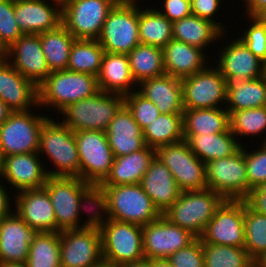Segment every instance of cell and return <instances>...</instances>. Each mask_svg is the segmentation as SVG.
I'll use <instances>...</instances> for the list:
<instances>
[{"instance_id": "cell-1", "label": "cell", "mask_w": 266, "mask_h": 267, "mask_svg": "<svg viewBox=\"0 0 266 267\" xmlns=\"http://www.w3.org/2000/svg\"><path fill=\"white\" fill-rule=\"evenodd\" d=\"M39 155L44 154L54 166L46 170L48 176L79 177L80 161L74 132L50 117L44 122L39 136Z\"/></svg>"}, {"instance_id": "cell-2", "label": "cell", "mask_w": 266, "mask_h": 267, "mask_svg": "<svg viewBox=\"0 0 266 267\" xmlns=\"http://www.w3.org/2000/svg\"><path fill=\"white\" fill-rule=\"evenodd\" d=\"M99 91L96 76L69 70L52 71L38 86V107H54L60 112L67 105Z\"/></svg>"}, {"instance_id": "cell-3", "label": "cell", "mask_w": 266, "mask_h": 267, "mask_svg": "<svg viewBox=\"0 0 266 267\" xmlns=\"http://www.w3.org/2000/svg\"><path fill=\"white\" fill-rule=\"evenodd\" d=\"M123 105L124 96L100 90L91 97L67 105L59 113L64 115L61 122L73 132H106L109 123Z\"/></svg>"}, {"instance_id": "cell-4", "label": "cell", "mask_w": 266, "mask_h": 267, "mask_svg": "<svg viewBox=\"0 0 266 267\" xmlns=\"http://www.w3.org/2000/svg\"><path fill=\"white\" fill-rule=\"evenodd\" d=\"M224 200L209 188L184 191L163 216L199 238Z\"/></svg>"}, {"instance_id": "cell-5", "label": "cell", "mask_w": 266, "mask_h": 267, "mask_svg": "<svg viewBox=\"0 0 266 267\" xmlns=\"http://www.w3.org/2000/svg\"><path fill=\"white\" fill-rule=\"evenodd\" d=\"M136 0H119L110 10L97 41L105 52L130 53L139 39V4Z\"/></svg>"}, {"instance_id": "cell-6", "label": "cell", "mask_w": 266, "mask_h": 267, "mask_svg": "<svg viewBox=\"0 0 266 267\" xmlns=\"http://www.w3.org/2000/svg\"><path fill=\"white\" fill-rule=\"evenodd\" d=\"M100 232L105 265L120 267L145 259L142 226L110 219Z\"/></svg>"}, {"instance_id": "cell-7", "label": "cell", "mask_w": 266, "mask_h": 267, "mask_svg": "<svg viewBox=\"0 0 266 267\" xmlns=\"http://www.w3.org/2000/svg\"><path fill=\"white\" fill-rule=\"evenodd\" d=\"M104 187L108 195L109 219L145 226L162 215L140 183Z\"/></svg>"}, {"instance_id": "cell-8", "label": "cell", "mask_w": 266, "mask_h": 267, "mask_svg": "<svg viewBox=\"0 0 266 267\" xmlns=\"http://www.w3.org/2000/svg\"><path fill=\"white\" fill-rule=\"evenodd\" d=\"M155 156L171 171L182 192L207 188L206 164L191 151L185 139L159 146Z\"/></svg>"}, {"instance_id": "cell-9", "label": "cell", "mask_w": 266, "mask_h": 267, "mask_svg": "<svg viewBox=\"0 0 266 267\" xmlns=\"http://www.w3.org/2000/svg\"><path fill=\"white\" fill-rule=\"evenodd\" d=\"M119 0H62V25L75 39L97 40Z\"/></svg>"}, {"instance_id": "cell-10", "label": "cell", "mask_w": 266, "mask_h": 267, "mask_svg": "<svg viewBox=\"0 0 266 267\" xmlns=\"http://www.w3.org/2000/svg\"><path fill=\"white\" fill-rule=\"evenodd\" d=\"M207 188L224 199L244 200L251 191L248 184L244 145L232 156L206 163Z\"/></svg>"}, {"instance_id": "cell-11", "label": "cell", "mask_w": 266, "mask_h": 267, "mask_svg": "<svg viewBox=\"0 0 266 267\" xmlns=\"http://www.w3.org/2000/svg\"><path fill=\"white\" fill-rule=\"evenodd\" d=\"M31 111L12 112L0 125V151L3 157L38 152L40 131L49 117Z\"/></svg>"}, {"instance_id": "cell-12", "label": "cell", "mask_w": 266, "mask_h": 267, "mask_svg": "<svg viewBox=\"0 0 266 267\" xmlns=\"http://www.w3.org/2000/svg\"><path fill=\"white\" fill-rule=\"evenodd\" d=\"M74 136L80 161V178L87 183L101 184L115 159L106 132L82 130L74 132Z\"/></svg>"}, {"instance_id": "cell-13", "label": "cell", "mask_w": 266, "mask_h": 267, "mask_svg": "<svg viewBox=\"0 0 266 267\" xmlns=\"http://www.w3.org/2000/svg\"><path fill=\"white\" fill-rule=\"evenodd\" d=\"M88 184L79 177H47L43 188L55 212L56 232L81 229L79 199Z\"/></svg>"}, {"instance_id": "cell-14", "label": "cell", "mask_w": 266, "mask_h": 267, "mask_svg": "<svg viewBox=\"0 0 266 267\" xmlns=\"http://www.w3.org/2000/svg\"><path fill=\"white\" fill-rule=\"evenodd\" d=\"M210 67L181 79L184 109L226 107L228 82L216 66Z\"/></svg>"}, {"instance_id": "cell-15", "label": "cell", "mask_w": 266, "mask_h": 267, "mask_svg": "<svg viewBox=\"0 0 266 267\" xmlns=\"http://www.w3.org/2000/svg\"><path fill=\"white\" fill-rule=\"evenodd\" d=\"M61 267H100L104 264L98 229L60 231Z\"/></svg>"}, {"instance_id": "cell-16", "label": "cell", "mask_w": 266, "mask_h": 267, "mask_svg": "<svg viewBox=\"0 0 266 267\" xmlns=\"http://www.w3.org/2000/svg\"><path fill=\"white\" fill-rule=\"evenodd\" d=\"M199 238L202 243L244 247V200L225 199Z\"/></svg>"}, {"instance_id": "cell-17", "label": "cell", "mask_w": 266, "mask_h": 267, "mask_svg": "<svg viewBox=\"0 0 266 267\" xmlns=\"http://www.w3.org/2000/svg\"><path fill=\"white\" fill-rule=\"evenodd\" d=\"M142 236L145 259L169 258L196 238L188 230L172 224L163 214L142 226Z\"/></svg>"}, {"instance_id": "cell-18", "label": "cell", "mask_w": 266, "mask_h": 267, "mask_svg": "<svg viewBox=\"0 0 266 267\" xmlns=\"http://www.w3.org/2000/svg\"><path fill=\"white\" fill-rule=\"evenodd\" d=\"M2 55L37 87L51 73L42 51L40 34H23Z\"/></svg>"}, {"instance_id": "cell-19", "label": "cell", "mask_w": 266, "mask_h": 267, "mask_svg": "<svg viewBox=\"0 0 266 267\" xmlns=\"http://www.w3.org/2000/svg\"><path fill=\"white\" fill-rule=\"evenodd\" d=\"M48 1L14 0L16 22L23 34H40L62 24V0H50L52 5Z\"/></svg>"}, {"instance_id": "cell-20", "label": "cell", "mask_w": 266, "mask_h": 267, "mask_svg": "<svg viewBox=\"0 0 266 267\" xmlns=\"http://www.w3.org/2000/svg\"><path fill=\"white\" fill-rule=\"evenodd\" d=\"M224 44L218 53V61L215 60V66L228 83L238 80H254L263 76V62L247 48L242 40L234 38Z\"/></svg>"}, {"instance_id": "cell-21", "label": "cell", "mask_w": 266, "mask_h": 267, "mask_svg": "<svg viewBox=\"0 0 266 267\" xmlns=\"http://www.w3.org/2000/svg\"><path fill=\"white\" fill-rule=\"evenodd\" d=\"M37 152L8 155L4 157L2 181L10 183L16 193L44 187L47 168ZM43 165V166H42Z\"/></svg>"}, {"instance_id": "cell-22", "label": "cell", "mask_w": 266, "mask_h": 267, "mask_svg": "<svg viewBox=\"0 0 266 267\" xmlns=\"http://www.w3.org/2000/svg\"><path fill=\"white\" fill-rule=\"evenodd\" d=\"M16 214L35 232H56V219L48 192L24 190L14 194Z\"/></svg>"}, {"instance_id": "cell-23", "label": "cell", "mask_w": 266, "mask_h": 267, "mask_svg": "<svg viewBox=\"0 0 266 267\" xmlns=\"http://www.w3.org/2000/svg\"><path fill=\"white\" fill-rule=\"evenodd\" d=\"M0 99L13 111L38 107V87L0 54Z\"/></svg>"}, {"instance_id": "cell-24", "label": "cell", "mask_w": 266, "mask_h": 267, "mask_svg": "<svg viewBox=\"0 0 266 267\" xmlns=\"http://www.w3.org/2000/svg\"><path fill=\"white\" fill-rule=\"evenodd\" d=\"M36 232L14 211L0 220V263H26Z\"/></svg>"}, {"instance_id": "cell-25", "label": "cell", "mask_w": 266, "mask_h": 267, "mask_svg": "<svg viewBox=\"0 0 266 267\" xmlns=\"http://www.w3.org/2000/svg\"><path fill=\"white\" fill-rule=\"evenodd\" d=\"M106 136L115 157L137 152L147 146L143 130L125 104L109 123Z\"/></svg>"}, {"instance_id": "cell-26", "label": "cell", "mask_w": 266, "mask_h": 267, "mask_svg": "<svg viewBox=\"0 0 266 267\" xmlns=\"http://www.w3.org/2000/svg\"><path fill=\"white\" fill-rule=\"evenodd\" d=\"M140 185L161 214L175 203L182 192L171 171L156 156L150 162Z\"/></svg>"}, {"instance_id": "cell-27", "label": "cell", "mask_w": 266, "mask_h": 267, "mask_svg": "<svg viewBox=\"0 0 266 267\" xmlns=\"http://www.w3.org/2000/svg\"><path fill=\"white\" fill-rule=\"evenodd\" d=\"M204 49L172 39L163 47L166 74L183 79L203 70L208 63ZM206 60V61H205Z\"/></svg>"}, {"instance_id": "cell-28", "label": "cell", "mask_w": 266, "mask_h": 267, "mask_svg": "<svg viewBox=\"0 0 266 267\" xmlns=\"http://www.w3.org/2000/svg\"><path fill=\"white\" fill-rule=\"evenodd\" d=\"M99 90L126 96L137 88L127 54L105 52L97 75ZM136 86V89L135 86Z\"/></svg>"}, {"instance_id": "cell-29", "label": "cell", "mask_w": 266, "mask_h": 267, "mask_svg": "<svg viewBox=\"0 0 266 267\" xmlns=\"http://www.w3.org/2000/svg\"><path fill=\"white\" fill-rule=\"evenodd\" d=\"M137 91L152 101L160 113H183V95L181 79L164 74L141 81Z\"/></svg>"}, {"instance_id": "cell-30", "label": "cell", "mask_w": 266, "mask_h": 267, "mask_svg": "<svg viewBox=\"0 0 266 267\" xmlns=\"http://www.w3.org/2000/svg\"><path fill=\"white\" fill-rule=\"evenodd\" d=\"M154 157L155 149L149 146L128 155L115 157L108 176L101 184L114 186L140 183Z\"/></svg>"}, {"instance_id": "cell-31", "label": "cell", "mask_w": 266, "mask_h": 267, "mask_svg": "<svg viewBox=\"0 0 266 267\" xmlns=\"http://www.w3.org/2000/svg\"><path fill=\"white\" fill-rule=\"evenodd\" d=\"M173 39L186 44L206 49L212 43H218L227 33L223 32L215 23L190 15L173 22Z\"/></svg>"}, {"instance_id": "cell-32", "label": "cell", "mask_w": 266, "mask_h": 267, "mask_svg": "<svg viewBox=\"0 0 266 267\" xmlns=\"http://www.w3.org/2000/svg\"><path fill=\"white\" fill-rule=\"evenodd\" d=\"M191 151L205 164L216 159L230 157L242 146L234 134L222 132L206 135H184Z\"/></svg>"}, {"instance_id": "cell-33", "label": "cell", "mask_w": 266, "mask_h": 267, "mask_svg": "<svg viewBox=\"0 0 266 267\" xmlns=\"http://www.w3.org/2000/svg\"><path fill=\"white\" fill-rule=\"evenodd\" d=\"M184 135L230 132V114L225 108L184 109Z\"/></svg>"}, {"instance_id": "cell-34", "label": "cell", "mask_w": 266, "mask_h": 267, "mask_svg": "<svg viewBox=\"0 0 266 267\" xmlns=\"http://www.w3.org/2000/svg\"><path fill=\"white\" fill-rule=\"evenodd\" d=\"M225 106L229 114L266 106V78L262 76L254 80L230 81L227 84Z\"/></svg>"}, {"instance_id": "cell-35", "label": "cell", "mask_w": 266, "mask_h": 267, "mask_svg": "<svg viewBox=\"0 0 266 267\" xmlns=\"http://www.w3.org/2000/svg\"><path fill=\"white\" fill-rule=\"evenodd\" d=\"M42 51L50 71L67 70L71 47L76 40L61 24L58 28L40 33Z\"/></svg>"}, {"instance_id": "cell-36", "label": "cell", "mask_w": 266, "mask_h": 267, "mask_svg": "<svg viewBox=\"0 0 266 267\" xmlns=\"http://www.w3.org/2000/svg\"><path fill=\"white\" fill-rule=\"evenodd\" d=\"M143 9V10H141ZM173 22L162 15L157 8L139 7V39L142 44L163 47L173 39Z\"/></svg>"}, {"instance_id": "cell-37", "label": "cell", "mask_w": 266, "mask_h": 267, "mask_svg": "<svg viewBox=\"0 0 266 267\" xmlns=\"http://www.w3.org/2000/svg\"><path fill=\"white\" fill-rule=\"evenodd\" d=\"M83 210L89 216L82 222L81 228L100 230L110 220L108 195L102 184L89 183L83 189L79 199V215Z\"/></svg>"}, {"instance_id": "cell-38", "label": "cell", "mask_w": 266, "mask_h": 267, "mask_svg": "<svg viewBox=\"0 0 266 267\" xmlns=\"http://www.w3.org/2000/svg\"><path fill=\"white\" fill-rule=\"evenodd\" d=\"M127 55L133 78L137 84L166 74L161 48L140 43Z\"/></svg>"}, {"instance_id": "cell-39", "label": "cell", "mask_w": 266, "mask_h": 267, "mask_svg": "<svg viewBox=\"0 0 266 267\" xmlns=\"http://www.w3.org/2000/svg\"><path fill=\"white\" fill-rule=\"evenodd\" d=\"M143 136L146 145L154 149L162 145L183 140L182 113H161L152 123L143 129Z\"/></svg>"}, {"instance_id": "cell-40", "label": "cell", "mask_w": 266, "mask_h": 267, "mask_svg": "<svg viewBox=\"0 0 266 267\" xmlns=\"http://www.w3.org/2000/svg\"><path fill=\"white\" fill-rule=\"evenodd\" d=\"M25 264L26 267H61L60 232H36Z\"/></svg>"}, {"instance_id": "cell-41", "label": "cell", "mask_w": 266, "mask_h": 267, "mask_svg": "<svg viewBox=\"0 0 266 267\" xmlns=\"http://www.w3.org/2000/svg\"><path fill=\"white\" fill-rule=\"evenodd\" d=\"M104 53L97 40L76 39L71 47L67 70L97 77Z\"/></svg>"}, {"instance_id": "cell-42", "label": "cell", "mask_w": 266, "mask_h": 267, "mask_svg": "<svg viewBox=\"0 0 266 267\" xmlns=\"http://www.w3.org/2000/svg\"><path fill=\"white\" fill-rule=\"evenodd\" d=\"M204 267H254L244 247L202 243Z\"/></svg>"}, {"instance_id": "cell-43", "label": "cell", "mask_w": 266, "mask_h": 267, "mask_svg": "<svg viewBox=\"0 0 266 267\" xmlns=\"http://www.w3.org/2000/svg\"><path fill=\"white\" fill-rule=\"evenodd\" d=\"M230 130L237 137L241 138L250 135L252 137L266 133V106L234 111L230 114ZM254 135V136H253ZM264 138V139H263ZM263 142L266 141V134L261 136Z\"/></svg>"}, {"instance_id": "cell-44", "label": "cell", "mask_w": 266, "mask_h": 267, "mask_svg": "<svg viewBox=\"0 0 266 267\" xmlns=\"http://www.w3.org/2000/svg\"><path fill=\"white\" fill-rule=\"evenodd\" d=\"M244 248L255 260L266 252V216L261 215L250 208L244 201Z\"/></svg>"}, {"instance_id": "cell-45", "label": "cell", "mask_w": 266, "mask_h": 267, "mask_svg": "<svg viewBox=\"0 0 266 267\" xmlns=\"http://www.w3.org/2000/svg\"><path fill=\"white\" fill-rule=\"evenodd\" d=\"M248 28L237 36L262 62L266 60V17H246Z\"/></svg>"}, {"instance_id": "cell-46", "label": "cell", "mask_w": 266, "mask_h": 267, "mask_svg": "<svg viewBox=\"0 0 266 267\" xmlns=\"http://www.w3.org/2000/svg\"><path fill=\"white\" fill-rule=\"evenodd\" d=\"M22 35L15 18L14 0H0V54Z\"/></svg>"}, {"instance_id": "cell-47", "label": "cell", "mask_w": 266, "mask_h": 267, "mask_svg": "<svg viewBox=\"0 0 266 267\" xmlns=\"http://www.w3.org/2000/svg\"><path fill=\"white\" fill-rule=\"evenodd\" d=\"M124 104L131 111L134 120L142 130L161 114L157 106L137 90L124 96Z\"/></svg>"}, {"instance_id": "cell-48", "label": "cell", "mask_w": 266, "mask_h": 267, "mask_svg": "<svg viewBox=\"0 0 266 267\" xmlns=\"http://www.w3.org/2000/svg\"><path fill=\"white\" fill-rule=\"evenodd\" d=\"M256 150H246L244 146V156L246 162V171L248 184L251 189L266 184V144L260 143Z\"/></svg>"}, {"instance_id": "cell-49", "label": "cell", "mask_w": 266, "mask_h": 267, "mask_svg": "<svg viewBox=\"0 0 266 267\" xmlns=\"http://www.w3.org/2000/svg\"><path fill=\"white\" fill-rule=\"evenodd\" d=\"M168 260L174 267H204L203 246L200 238L172 254Z\"/></svg>"}, {"instance_id": "cell-50", "label": "cell", "mask_w": 266, "mask_h": 267, "mask_svg": "<svg viewBox=\"0 0 266 267\" xmlns=\"http://www.w3.org/2000/svg\"><path fill=\"white\" fill-rule=\"evenodd\" d=\"M222 0H191L192 14L200 17L202 19L210 20L215 23L223 32H228L225 30V25L215 21V13L220 11V6Z\"/></svg>"}, {"instance_id": "cell-51", "label": "cell", "mask_w": 266, "mask_h": 267, "mask_svg": "<svg viewBox=\"0 0 266 267\" xmlns=\"http://www.w3.org/2000/svg\"><path fill=\"white\" fill-rule=\"evenodd\" d=\"M158 11L169 21L174 22L192 15L191 0H163Z\"/></svg>"}, {"instance_id": "cell-52", "label": "cell", "mask_w": 266, "mask_h": 267, "mask_svg": "<svg viewBox=\"0 0 266 267\" xmlns=\"http://www.w3.org/2000/svg\"><path fill=\"white\" fill-rule=\"evenodd\" d=\"M244 201L254 211L266 216V184L251 189Z\"/></svg>"}, {"instance_id": "cell-53", "label": "cell", "mask_w": 266, "mask_h": 267, "mask_svg": "<svg viewBox=\"0 0 266 267\" xmlns=\"http://www.w3.org/2000/svg\"><path fill=\"white\" fill-rule=\"evenodd\" d=\"M245 15L251 17H266V0H242Z\"/></svg>"}, {"instance_id": "cell-54", "label": "cell", "mask_w": 266, "mask_h": 267, "mask_svg": "<svg viewBox=\"0 0 266 267\" xmlns=\"http://www.w3.org/2000/svg\"><path fill=\"white\" fill-rule=\"evenodd\" d=\"M2 180H0L1 182ZM3 182L0 183V220L4 217H7L9 215H11L14 212V209L12 210V204L10 199L11 196H9L8 194V190L6 189V187H4V185H2ZM11 207V208H10Z\"/></svg>"}, {"instance_id": "cell-55", "label": "cell", "mask_w": 266, "mask_h": 267, "mask_svg": "<svg viewBox=\"0 0 266 267\" xmlns=\"http://www.w3.org/2000/svg\"><path fill=\"white\" fill-rule=\"evenodd\" d=\"M13 111L0 99V125L9 117Z\"/></svg>"}, {"instance_id": "cell-56", "label": "cell", "mask_w": 266, "mask_h": 267, "mask_svg": "<svg viewBox=\"0 0 266 267\" xmlns=\"http://www.w3.org/2000/svg\"><path fill=\"white\" fill-rule=\"evenodd\" d=\"M151 267H174L168 258L150 259Z\"/></svg>"}, {"instance_id": "cell-57", "label": "cell", "mask_w": 266, "mask_h": 267, "mask_svg": "<svg viewBox=\"0 0 266 267\" xmlns=\"http://www.w3.org/2000/svg\"><path fill=\"white\" fill-rule=\"evenodd\" d=\"M120 267H151L150 259H143L137 262L126 263Z\"/></svg>"}, {"instance_id": "cell-58", "label": "cell", "mask_w": 266, "mask_h": 267, "mask_svg": "<svg viewBox=\"0 0 266 267\" xmlns=\"http://www.w3.org/2000/svg\"><path fill=\"white\" fill-rule=\"evenodd\" d=\"M254 267H266V252L254 260Z\"/></svg>"}, {"instance_id": "cell-59", "label": "cell", "mask_w": 266, "mask_h": 267, "mask_svg": "<svg viewBox=\"0 0 266 267\" xmlns=\"http://www.w3.org/2000/svg\"><path fill=\"white\" fill-rule=\"evenodd\" d=\"M0 267H26L24 263H0Z\"/></svg>"}, {"instance_id": "cell-60", "label": "cell", "mask_w": 266, "mask_h": 267, "mask_svg": "<svg viewBox=\"0 0 266 267\" xmlns=\"http://www.w3.org/2000/svg\"><path fill=\"white\" fill-rule=\"evenodd\" d=\"M3 163H4V157L0 151V179H2L3 176Z\"/></svg>"}, {"instance_id": "cell-61", "label": "cell", "mask_w": 266, "mask_h": 267, "mask_svg": "<svg viewBox=\"0 0 266 267\" xmlns=\"http://www.w3.org/2000/svg\"><path fill=\"white\" fill-rule=\"evenodd\" d=\"M263 76L266 78V60L263 62Z\"/></svg>"}, {"instance_id": "cell-62", "label": "cell", "mask_w": 266, "mask_h": 267, "mask_svg": "<svg viewBox=\"0 0 266 267\" xmlns=\"http://www.w3.org/2000/svg\"><path fill=\"white\" fill-rule=\"evenodd\" d=\"M100 267H114V266H108V265L103 264V265L100 266Z\"/></svg>"}]
</instances>
